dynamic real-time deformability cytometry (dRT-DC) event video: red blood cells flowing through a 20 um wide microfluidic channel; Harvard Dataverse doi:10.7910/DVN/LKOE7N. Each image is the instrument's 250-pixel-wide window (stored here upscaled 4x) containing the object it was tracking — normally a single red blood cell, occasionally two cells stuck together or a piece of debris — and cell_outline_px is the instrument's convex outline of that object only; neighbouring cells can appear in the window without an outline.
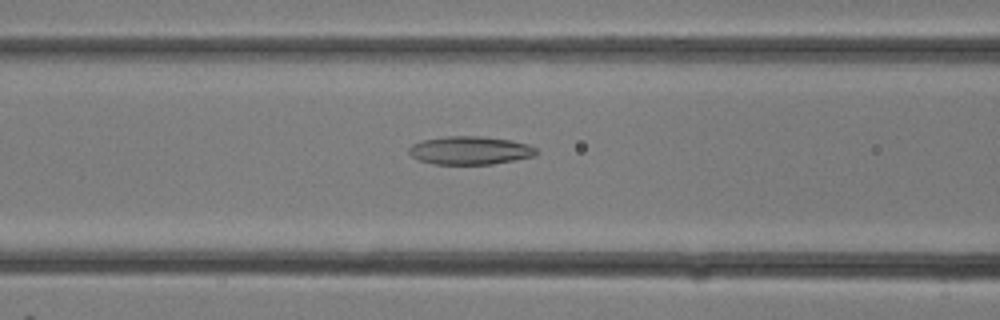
{"species": "common noctule bat (a hibernating species)", "species_latin": "Nyctalus noctula", "temperature_condition": "room temperature", "stored_images_in_passage": 19, "camera_frame_rate_fps": 3000, "um_per_image_px": 0.085, "animal": {"sex": "female"}, "frame": {"image": 1, "passage_image": 10, "time_ms": 3.0, "image_size_px": [1000, 320], "cell_outline_px": [[540, 152], [536, 156], [492, 164], [432, 164], [420, 160], [412, 156], [408, 152], [408, 148], [412, 144], [420, 140], [448, 136], [480, 136], [512, 140], [528, 144], [536, 148]], "centroid_in_image_um": [39.97, 12.78], "position_along_channel_um": 126.6, "area_um2": 21.15}}
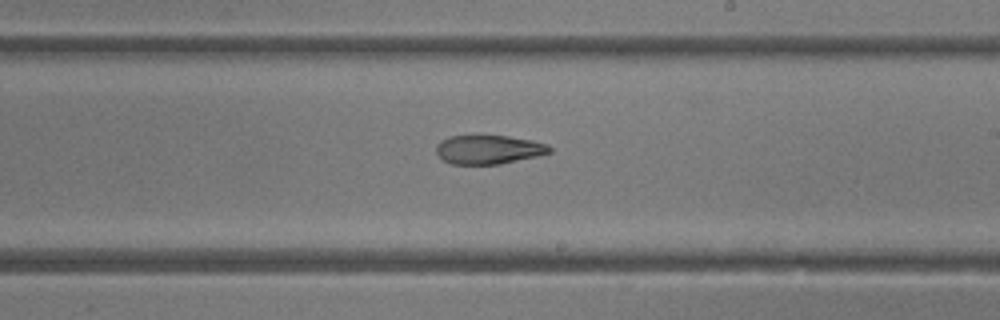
{"frame": {"image": 2, "passage_image": 15, "time_ms": 4.667, "image_size_px": [1000, 320], "cell_outline_px": [[552, 152], [540, 156], [500, 164], [452, 164], [444, 160], [436, 152], [436, 144], [440, 140], [448, 136], [508, 136], [532, 140], [548, 144], [552, 148]], "centroid_in_image_um": [41.57, 12.71], "position_along_channel_um": 247.4, "area_um2": 19.25}}
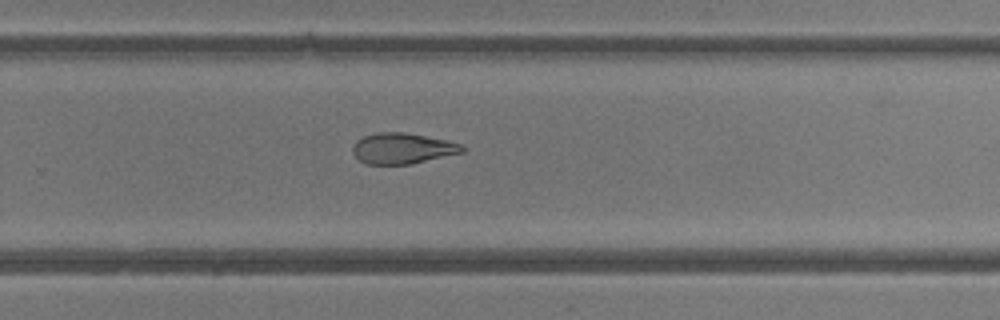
{"frame": {"image": 3, "passage_image": 17, "time_ms": 5.333, "image_size_px": [1000, 320], "cell_outline_px": [[464, 152], [408, 164], [368, 164], [360, 160], [352, 152], [352, 148], [356, 140], [364, 136], [376, 132], [404, 132], [448, 140], [460, 144], [464, 148]], "centroid_in_image_um": [34.19, 12.6], "position_along_channel_um": 295.6, "area_um2": 19.48}}